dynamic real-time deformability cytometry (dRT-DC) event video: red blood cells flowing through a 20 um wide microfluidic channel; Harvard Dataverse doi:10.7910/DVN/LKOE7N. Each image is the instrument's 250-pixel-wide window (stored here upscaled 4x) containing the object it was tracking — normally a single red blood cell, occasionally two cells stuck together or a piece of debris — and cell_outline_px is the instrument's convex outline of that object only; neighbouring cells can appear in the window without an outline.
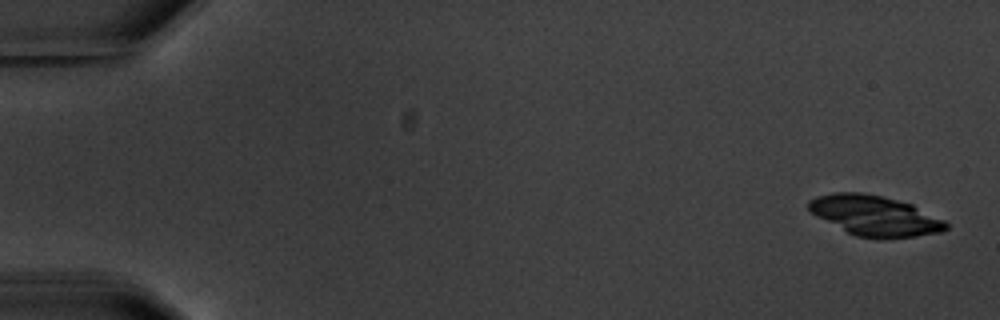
{"species": "common noctule bat (a hibernating species)", "species_latin": "Nyctalus noctula", "temperature_condition": "warm", "stored_images_in_passage": 7, "camera_frame_rate_fps": 3000, "um_per_image_px": 0.085, "animal": {"sex": "male", "body_mass_g": 20.1, "forearm_length_mm": 53.5}, "frame": {"image": 1, "passage_image": 1, "time_ms": 0.0, "image_size_px": [1000, 320], "cell_outline_px": [[948, 228], [944, 232], [916, 236], [856, 236], [816, 216], [808, 208], [808, 200], [816, 196], [836, 192], [860, 192], [880, 196], [912, 204], [944, 220], [948, 224]], "centroid_in_image_um": [74.36, 18.3], "position_along_channel_um": 10.6, "area_um2": 31.39}}